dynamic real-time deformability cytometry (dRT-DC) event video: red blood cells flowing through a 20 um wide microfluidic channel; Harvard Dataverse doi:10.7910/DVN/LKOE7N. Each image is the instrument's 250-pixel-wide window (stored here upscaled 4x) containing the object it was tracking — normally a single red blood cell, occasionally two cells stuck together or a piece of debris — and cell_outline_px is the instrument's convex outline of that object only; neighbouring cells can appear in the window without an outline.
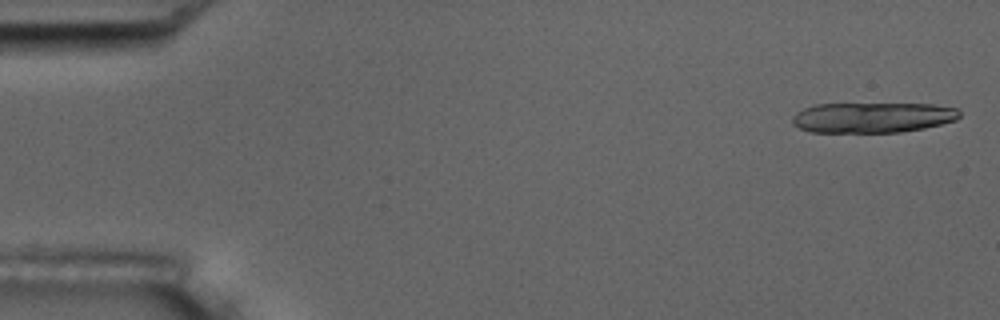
{"species": "common noctule bat (a hibernating species)", "species_latin": "Nyctalus noctula", "temperature_condition": "room temperature", "stored_images_in_passage": 10, "camera_frame_rate_fps": 3000, "um_per_image_px": 0.085, "animal": {"sex": "male", "body_mass_g": 17.5, "forearm_length_mm": 52.3}, "frame": {"image": 1, "passage_image": 1, "time_ms": 0.0, "image_size_px": [1000, 320], "cell_outline_px": [[960, 116], [956, 120], [924, 128], [900, 132], [808, 132], [792, 124], [792, 116], [796, 112], [804, 108], [816, 104], [936, 104], [956, 108], [960, 112]], "centroid_in_image_um": [74.15, 9.98], "position_along_channel_um": 10.8, "area_um2": 29.65}}
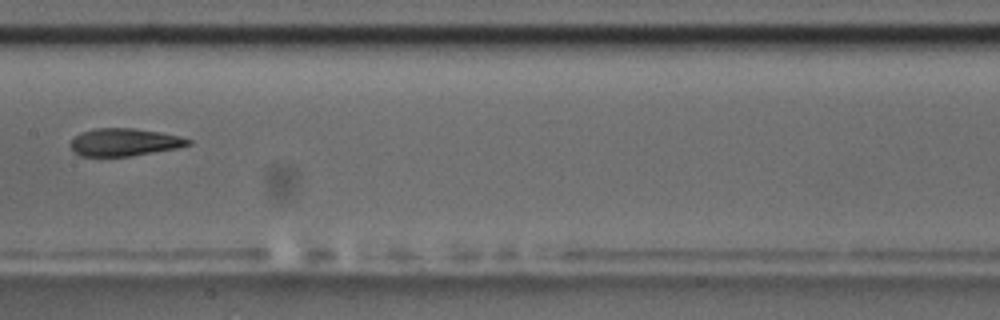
{"frame": {"image": 2, "passage_image": 9, "time_ms": 9.0, "image_size_px": [1000, 320], "cell_outline_px": [[192, 144], [176, 148], [128, 156], [80, 156], [68, 144], [80, 132], [96, 128], [132, 128], [160, 132], [180, 136], [192, 140]], "centroid_in_image_um": [10.56, 12.08], "position_along_channel_um": 196.8, "area_um2": 18.79}}
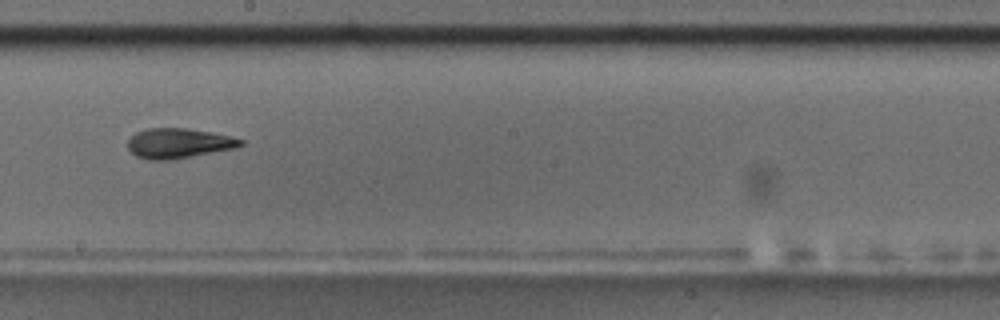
{"frame": {"image": 3, "passage_image": 10, "time_ms": 10.0, "image_size_px": [1000, 320], "cell_outline_px": [[244, 144], [236, 148], [176, 160], [148, 160], [136, 156], [128, 148], [128, 140], [136, 132], [144, 128], [188, 128], [228, 136], [244, 140]], "centroid_in_image_um": [15.17, 12.19], "position_along_channel_um": 233.0, "area_um2": 19.88}}